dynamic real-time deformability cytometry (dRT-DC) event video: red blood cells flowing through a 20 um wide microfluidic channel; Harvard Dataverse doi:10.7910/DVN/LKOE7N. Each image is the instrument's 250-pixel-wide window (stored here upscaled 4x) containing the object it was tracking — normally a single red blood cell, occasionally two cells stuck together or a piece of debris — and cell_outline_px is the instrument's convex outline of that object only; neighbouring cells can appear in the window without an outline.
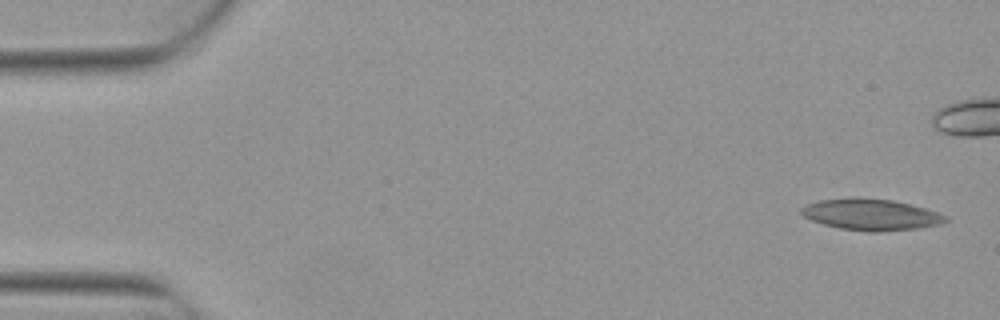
{"species": "Egyptian fruit bat (a non-hibernating species)", "species_latin": "Rousettus aegyptiacus", "temperature_condition": "warm", "stored_images_in_passage": 5, "camera_frame_rate_fps": 3000, "um_per_image_px": 0.085, "animal": {"sex": "female"}, "frame": {"image": 1, "passage_image": 1, "time_ms": 0.0, "image_size_px": [1000, 320], "cell_outline_px": [[948, 220], [940, 224], [920, 228], [876, 232], [868, 232], [840, 228], [824, 224], [812, 220], [804, 216], [800, 212], [800, 208], [808, 204], [820, 200], [848, 196], [852, 196], [892, 200], [924, 208], [948, 216]], "centroid_in_image_um": [74.02, 18.23], "position_along_channel_um": 11.0, "area_um2": 26.41}}